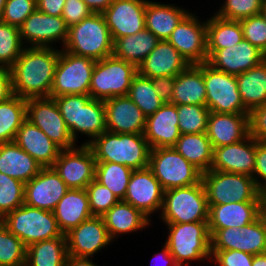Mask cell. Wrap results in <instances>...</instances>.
I'll use <instances>...</instances> for the list:
<instances>
[{
	"instance_id": "3",
	"label": "cell",
	"mask_w": 266,
	"mask_h": 266,
	"mask_svg": "<svg viewBox=\"0 0 266 266\" xmlns=\"http://www.w3.org/2000/svg\"><path fill=\"white\" fill-rule=\"evenodd\" d=\"M54 100L75 142L78 132L90 137L89 141L82 143L89 144L107 130L103 100L79 94L58 96Z\"/></svg>"
},
{
	"instance_id": "28",
	"label": "cell",
	"mask_w": 266,
	"mask_h": 266,
	"mask_svg": "<svg viewBox=\"0 0 266 266\" xmlns=\"http://www.w3.org/2000/svg\"><path fill=\"white\" fill-rule=\"evenodd\" d=\"M188 66V62L168 40H160L137 68L138 74L152 78L176 76Z\"/></svg>"
},
{
	"instance_id": "19",
	"label": "cell",
	"mask_w": 266,
	"mask_h": 266,
	"mask_svg": "<svg viewBox=\"0 0 266 266\" xmlns=\"http://www.w3.org/2000/svg\"><path fill=\"white\" fill-rule=\"evenodd\" d=\"M65 235L67 253L76 257H93L113 242L102 216H93L83 221Z\"/></svg>"
},
{
	"instance_id": "13",
	"label": "cell",
	"mask_w": 266,
	"mask_h": 266,
	"mask_svg": "<svg viewBox=\"0 0 266 266\" xmlns=\"http://www.w3.org/2000/svg\"><path fill=\"white\" fill-rule=\"evenodd\" d=\"M211 250H239L251 255L266 253V213L241 228L209 229Z\"/></svg>"
},
{
	"instance_id": "14",
	"label": "cell",
	"mask_w": 266,
	"mask_h": 266,
	"mask_svg": "<svg viewBox=\"0 0 266 266\" xmlns=\"http://www.w3.org/2000/svg\"><path fill=\"white\" fill-rule=\"evenodd\" d=\"M26 119L42 130L61 150L77 146L54 98L26 99Z\"/></svg>"
},
{
	"instance_id": "34",
	"label": "cell",
	"mask_w": 266,
	"mask_h": 266,
	"mask_svg": "<svg viewBox=\"0 0 266 266\" xmlns=\"http://www.w3.org/2000/svg\"><path fill=\"white\" fill-rule=\"evenodd\" d=\"M188 10L173 4H162L147 0L145 9L146 29L159 40H167Z\"/></svg>"
},
{
	"instance_id": "27",
	"label": "cell",
	"mask_w": 266,
	"mask_h": 266,
	"mask_svg": "<svg viewBox=\"0 0 266 266\" xmlns=\"http://www.w3.org/2000/svg\"><path fill=\"white\" fill-rule=\"evenodd\" d=\"M208 206L209 229L241 228L254 222L264 213L262 201L230 202Z\"/></svg>"
},
{
	"instance_id": "35",
	"label": "cell",
	"mask_w": 266,
	"mask_h": 266,
	"mask_svg": "<svg viewBox=\"0 0 266 266\" xmlns=\"http://www.w3.org/2000/svg\"><path fill=\"white\" fill-rule=\"evenodd\" d=\"M236 79L242 102L249 113L266 103V59L236 75Z\"/></svg>"
},
{
	"instance_id": "18",
	"label": "cell",
	"mask_w": 266,
	"mask_h": 266,
	"mask_svg": "<svg viewBox=\"0 0 266 266\" xmlns=\"http://www.w3.org/2000/svg\"><path fill=\"white\" fill-rule=\"evenodd\" d=\"M147 0H113L102 13L113 43L121 37L134 35L146 28Z\"/></svg>"
},
{
	"instance_id": "29",
	"label": "cell",
	"mask_w": 266,
	"mask_h": 266,
	"mask_svg": "<svg viewBox=\"0 0 266 266\" xmlns=\"http://www.w3.org/2000/svg\"><path fill=\"white\" fill-rule=\"evenodd\" d=\"M14 142L42 168L52 167L61 149L36 125L26 119L16 133Z\"/></svg>"
},
{
	"instance_id": "31",
	"label": "cell",
	"mask_w": 266,
	"mask_h": 266,
	"mask_svg": "<svg viewBox=\"0 0 266 266\" xmlns=\"http://www.w3.org/2000/svg\"><path fill=\"white\" fill-rule=\"evenodd\" d=\"M171 104L206 106L203 63L189 65L184 71L175 76Z\"/></svg>"
},
{
	"instance_id": "59",
	"label": "cell",
	"mask_w": 266,
	"mask_h": 266,
	"mask_svg": "<svg viewBox=\"0 0 266 266\" xmlns=\"http://www.w3.org/2000/svg\"><path fill=\"white\" fill-rule=\"evenodd\" d=\"M65 266H98L92 262L90 257H76L67 255L65 260Z\"/></svg>"
},
{
	"instance_id": "33",
	"label": "cell",
	"mask_w": 266,
	"mask_h": 266,
	"mask_svg": "<svg viewBox=\"0 0 266 266\" xmlns=\"http://www.w3.org/2000/svg\"><path fill=\"white\" fill-rule=\"evenodd\" d=\"M102 217L112 240L120 234L142 230L148 227L151 221L140 210L123 200L112 206Z\"/></svg>"
},
{
	"instance_id": "2",
	"label": "cell",
	"mask_w": 266,
	"mask_h": 266,
	"mask_svg": "<svg viewBox=\"0 0 266 266\" xmlns=\"http://www.w3.org/2000/svg\"><path fill=\"white\" fill-rule=\"evenodd\" d=\"M88 145L96 162H113L133 170L149 166L151 148L144 134H119L106 130Z\"/></svg>"
},
{
	"instance_id": "51",
	"label": "cell",
	"mask_w": 266,
	"mask_h": 266,
	"mask_svg": "<svg viewBox=\"0 0 266 266\" xmlns=\"http://www.w3.org/2000/svg\"><path fill=\"white\" fill-rule=\"evenodd\" d=\"M253 258L239 250H211V260L218 266H252Z\"/></svg>"
},
{
	"instance_id": "16",
	"label": "cell",
	"mask_w": 266,
	"mask_h": 266,
	"mask_svg": "<svg viewBox=\"0 0 266 266\" xmlns=\"http://www.w3.org/2000/svg\"><path fill=\"white\" fill-rule=\"evenodd\" d=\"M167 40L189 65L207 62L206 22L201 23L195 14L188 13Z\"/></svg>"
},
{
	"instance_id": "6",
	"label": "cell",
	"mask_w": 266,
	"mask_h": 266,
	"mask_svg": "<svg viewBox=\"0 0 266 266\" xmlns=\"http://www.w3.org/2000/svg\"><path fill=\"white\" fill-rule=\"evenodd\" d=\"M1 221L26 247L36 242L66 236L60 230L52 211L34 208L25 203L8 213Z\"/></svg>"
},
{
	"instance_id": "63",
	"label": "cell",
	"mask_w": 266,
	"mask_h": 266,
	"mask_svg": "<svg viewBox=\"0 0 266 266\" xmlns=\"http://www.w3.org/2000/svg\"><path fill=\"white\" fill-rule=\"evenodd\" d=\"M263 211L266 213V191L262 194Z\"/></svg>"
},
{
	"instance_id": "22",
	"label": "cell",
	"mask_w": 266,
	"mask_h": 266,
	"mask_svg": "<svg viewBox=\"0 0 266 266\" xmlns=\"http://www.w3.org/2000/svg\"><path fill=\"white\" fill-rule=\"evenodd\" d=\"M68 190L66 183L52 167L42 168L33 179L25 183L24 203L53 212Z\"/></svg>"
},
{
	"instance_id": "4",
	"label": "cell",
	"mask_w": 266,
	"mask_h": 266,
	"mask_svg": "<svg viewBox=\"0 0 266 266\" xmlns=\"http://www.w3.org/2000/svg\"><path fill=\"white\" fill-rule=\"evenodd\" d=\"M63 50L95 61L113 55V40L102 13H92L68 28Z\"/></svg>"
},
{
	"instance_id": "25",
	"label": "cell",
	"mask_w": 266,
	"mask_h": 266,
	"mask_svg": "<svg viewBox=\"0 0 266 266\" xmlns=\"http://www.w3.org/2000/svg\"><path fill=\"white\" fill-rule=\"evenodd\" d=\"M177 106L164 103L154 114L146 117L144 137L151 149L170 148L180 137Z\"/></svg>"
},
{
	"instance_id": "41",
	"label": "cell",
	"mask_w": 266,
	"mask_h": 266,
	"mask_svg": "<svg viewBox=\"0 0 266 266\" xmlns=\"http://www.w3.org/2000/svg\"><path fill=\"white\" fill-rule=\"evenodd\" d=\"M133 169L113 162H96L95 180L124 200Z\"/></svg>"
},
{
	"instance_id": "50",
	"label": "cell",
	"mask_w": 266,
	"mask_h": 266,
	"mask_svg": "<svg viewBox=\"0 0 266 266\" xmlns=\"http://www.w3.org/2000/svg\"><path fill=\"white\" fill-rule=\"evenodd\" d=\"M36 9V0H6L2 22L19 28Z\"/></svg>"
},
{
	"instance_id": "38",
	"label": "cell",
	"mask_w": 266,
	"mask_h": 266,
	"mask_svg": "<svg viewBox=\"0 0 266 266\" xmlns=\"http://www.w3.org/2000/svg\"><path fill=\"white\" fill-rule=\"evenodd\" d=\"M66 236H60L29 245L25 266H65L67 257Z\"/></svg>"
},
{
	"instance_id": "7",
	"label": "cell",
	"mask_w": 266,
	"mask_h": 266,
	"mask_svg": "<svg viewBox=\"0 0 266 266\" xmlns=\"http://www.w3.org/2000/svg\"><path fill=\"white\" fill-rule=\"evenodd\" d=\"M208 212L209 206L202 181L164 191L160 219L165 224L208 221Z\"/></svg>"
},
{
	"instance_id": "60",
	"label": "cell",
	"mask_w": 266,
	"mask_h": 266,
	"mask_svg": "<svg viewBox=\"0 0 266 266\" xmlns=\"http://www.w3.org/2000/svg\"><path fill=\"white\" fill-rule=\"evenodd\" d=\"M157 256L161 259V261H165V266H179L176 263L174 257L170 254V251H169L168 247L165 244H164V247L162 248V251L159 252L157 254ZM153 260H154V258H153Z\"/></svg>"
},
{
	"instance_id": "52",
	"label": "cell",
	"mask_w": 266,
	"mask_h": 266,
	"mask_svg": "<svg viewBox=\"0 0 266 266\" xmlns=\"http://www.w3.org/2000/svg\"><path fill=\"white\" fill-rule=\"evenodd\" d=\"M93 12L83 0H66L62 13L67 27L80 23L84 18L90 16Z\"/></svg>"
},
{
	"instance_id": "48",
	"label": "cell",
	"mask_w": 266,
	"mask_h": 266,
	"mask_svg": "<svg viewBox=\"0 0 266 266\" xmlns=\"http://www.w3.org/2000/svg\"><path fill=\"white\" fill-rule=\"evenodd\" d=\"M89 197V207L93 216L104 215L120 200L105 186L95 179L86 187Z\"/></svg>"
},
{
	"instance_id": "57",
	"label": "cell",
	"mask_w": 266,
	"mask_h": 266,
	"mask_svg": "<svg viewBox=\"0 0 266 266\" xmlns=\"http://www.w3.org/2000/svg\"><path fill=\"white\" fill-rule=\"evenodd\" d=\"M13 95L11 71L9 68L0 67V103Z\"/></svg>"
},
{
	"instance_id": "43",
	"label": "cell",
	"mask_w": 266,
	"mask_h": 266,
	"mask_svg": "<svg viewBox=\"0 0 266 266\" xmlns=\"http://www.w3.org/2000/svg\"><path fill=\"white\" fill-rule=\"evenodd\" d=\"M26 249L0 220V266H25Z\"/></svg>"
},
{
	"instance_id": "64",
	"label": "cell",
	"mask_w": 266,
	"mask_h": 266,
	"mask_svg": "<svg viewBox=\"0 0 266 266\" xmlns=\"http://www.w3.org/2000/svg\"><path fill=\"white\" fill-rule=\"evenodd\" d=\"M261 14H262V16L264 17V19L266 21V0L263 3Z\"/></svg>"
},
{
	"instance_id": "8",
	"label": "cell",
	"mask_w": 266,
	"mask_h": 266,
	"mask_svg": "<svg viewBox=\"0 0 266 266\" xmlns=\"http://www.w3.org/2000/svg\"><path fill=\"white\" fill-rule=\"evenodd\" d=\"M208 205L262 201L253 177L245 174L208 170L202 173Z\"/></svg>"
},
{
	"instance_id": "44",
	"label": "cell",
	"mask_w": 266,
	"mask_h": 266,
	"mask_svg": "<svg viewBox=\"0 0 266 266\" xmlns=\"http://www.w3.org/2000/svg\"><path fill=\"white\" fill-rule=\"evenodd\" d=\"M180 134L206 133L210 110L203 105H176Z\"/></svg>"
},
{
	"instance_id": "54",
	"label": "cell",
	"mask_w": 266,
	"mask_h": 266,
	"mask_svg": "<svg viewBox=\"0 0 266 266\" xmlns=\"http://www.w3.org/2000/svg\"><path fill=\"white\" fill-rule=\"evenodd\" d=\"M249 134L257 141H266V103L249 113Z\"/></svg>"
},
{
	"instance_id": "9",
	"label": "cell",
	"mask_w": 266,
	"mask_h": 266,
	"mask_svg": "<svg viewBox=\"0 0 266 266\" xmlns=\"http://www.w3.org/2000/svg\"><path fill=\"white\" fill-rule=\"evenodd\" d=\"M138 74L135 64L114 55L97 60L91 77L89 95L93 99L107 100L128 95L133 78Z\"/></svg>"
},
{
	"instance_id": "47",
	"label": "cell",
	"mask_w": 266,
	"mask_h": 266,
	"mask_svg": "<svg viewBox=\"0 0 266 266\" xmlns=\"http://www.w3.org/2000/svg\"><path fill=\"white\" fill-rule=\"evenodd\" d=\"M265 0H225L219 8L217 16L234 21L260 14Z\"/></svg>"
},
{
	"instance_id": "10",
	"label": "cell",
	"mask_w": 266,
	"mask_h": 266,
	"mask_svg": "<svg viewBox=\"0 0 266 266\" xmlns=\"http://www.w3.org/2000/svg\"><path fill=\"white\" fill-rule=\"evenodd\" d=\"M148 168L164 191L191 186L202 181V172L173 147L151 149Z\"/></svg>"
},
{
	"instance_id": "23",
	"label": "cell",
	"mask_w": 266,
	"mask_h": 266,
	"mask_svg": "<svg viewBox=\"0 0 266 266\" xmlns=\"http://www.w3.org/2000/svg\"><path fill=\"white\" fill-rule=\"evenodd\" d=\"M256 163V139L250 134L240 142L213 148L210 170L245 174L253 177Z\"/></svg>"
},
{
	"instance_id": "55",
	"label": "cell",
	"mask_w": 266,
	"mask_h": 266,
	"mask_svg": "<svg viewBox=\"0 0 266 266\" xmlns=\"http://www.w3.org/2000/svg\"><path fill=\"white\" fill-rule=\"evenodd\" d=\"M160 99L164 103H171L173 88L175 85V76H161L150 78Z\"/></svg>"
},
{
	"instance_id": "32",
	"label": "cell",
	"mask_w": 266,
	"mask_h": 266,
	"mask_svg": "<svg viewBox=\"0 0 266 266\" xmlns=\"http://www.w3.org/2000/svg\"><path fill=\"white\" fill-rule=\"evenodd\" d=\"M41 169L40 164L14 141L0 143V172L2 174L27 183Z\"/></svg>"
},
{
	"instance_id": "49",
	"label": "cell",
	"mask_w": 266,
	"mask_h": 266,
	"mask_svg": "<svg viewBox=\"0 0 266 266\" xmlns=\"http://www.w3.org/2000/svg\"><path fill=\"white\" fill-rule=\"evenodd\" d=\"M244 39L266 55V21L262 14L240 20Z\"/></svg>"
},
{
	"instance_id": "56",
	"label": "cell",
	"mask_w": 266,
	"mask_h": 266,
	"mask_svg": "<svg viewBox=\"0 0 266 266\" xmlns=\"http://www.w3.org/2000/svg\"><path fill=\"white\" fill-rule=\"evenodd\" d=\"M66 0H36L37 10L51 16H62Z\"/></svg>"
},
{
	"instance_id": "45",
	"label": "cell",
	"mask_w": 266,
	"mask_h": 266,
	"mask_svg": "<svg viewBox=\"0 0 266 266\" xmlns=\"http://www.w3.org/2000/svg\"><path fill=\"white\" fill-rule=\"evenodd\" d=\"M23 49L19 28L0 22V67L10 69Z\"/></svg>"
},
{
	"instance_id": "20",
	"label": "cell",
	"mask_w": 266,
	"mask_h": 266,
	"mask_svg": "<svg viewBox=\"0 0 266 266\" xmlns=\"http://www.w3.org/2000/svg\"><path fill=\"white\" fill-rule=\"evenodd\" d=\"M164 189L149 168L133 170L124 202L140 210L148 218L162 209Z\"/></svg>"
},
{
	"instance_id": "53",
	"label": "cell",
	"mask_w": 266,
	"mask_h": 266,
	"mask_svg": "<svg viewBox=\"0 0 266 266\" xmlns=\"http://www.w3.org/2000/svg\"><path fill=\"white\" fill-rule=\"evenodd\" d=\"M253 179L262 195L266 191V141L256 140V163Z\"/></svg>"
},
{
	"instance_id": "21",
	"label": "cell",
	"mask_w": 266,
	"mask_h": 266,
	"mask_svg": "<svg viewBox=\"0 0 266 266\" xmlns=\"http://www.w3.org/2000/svg\"><path fill=\"white\" fill-rule=\"evenodd\" d=\"M207 63L213 68L231 75H239L259 65L266 55L243 39L240 43L223 49H207Z\"/></svg>"
},
{
	"instance_id": "24",
	"label": "cell",
	"mask_w": 266,
	"mask_h": 266,
	"mask_svg": "<svg viewBox=\"0 0 266 266\" xmlns=\"http://www.w3.org/2000/svg\"><path fill=\"white\" fill-rule=\"evenodd\" d=\"M106 129L119 134H144L146 116L126 95L104 100Z\"/></svg>"
},
{
	"instance_id": "11",
	"label": "cell",
	"mask_w": 266,
	"mask_h": 266,
	"mask_svg": "<svg viewBox=\"0 0 266 266\" xmlns=\"http://www.w3.org/2000/svg\"><path fill=\"white\" fill-rule=\"evenodd\" d=\"M95 62L92 58L77 56L61 49L50 97L89 95Z\"/></svg>"
},
{
	"instance_id": "17",
	"label": "cell",
	"mask_w": 266,
	"mask_h": 266,
	"mask_svg": "<svg viewBox=\"0 0 266 266\" xmlns=\"http://www.w3.org/2000/svg\"><path fill=\"white\" fill-rule=\"evenodd\" d=\"M21 42L25 47H51L50 44L62 42L68 37V27L61 16H51L37 9L19 27ZM26 43V44H25Z\"/></svg>"
},
{
	"instance_id": "42",
	"label": "cell",
	"mask_w": 266,
	"mask_h": 266,
	"mask_svg": "<svg viewBox=\"0 0 266 266\" xmlns=\"http://www.w3.org/2000/svg\"><path fill=\"white\" fill-rule=\"evenodd\" d=\"M127 96L141 109L146 117L154 114L164 104L151 79L140 74L133 78Z\"/></svg>"
},
{
	"instance_id": "1",
	"label": "cell",
	"mask_w": 266,
	"mask_h": 266,
	"mask_svg": "<svg viewBox=\"0 0 266 266\" xmlns=\"http://www.w3.org/2000/svg\"><path fill=\"white\" fill-rule=\"evenodd\" d=\"M60 49L24 47L10 68L12 89L24 99L50 97Z\"/></svg>"
},
{
	"instance_id": "36",
	"label": "cell",
	"mask_w": 266,
	"mask_h": 266,
	"mask_svg": "<svg viewBox=\"0 0 266 266\" xmlns=\"http://www.w3.org/2000/svg\"><path fill=\"white\" fill-rule=\"evenodd\" d=\"M160 40L148 29L118 38L113 43V55L137 67L156 47Z\"/></svg>"
},
{
	"instance_id": "46",
	"label": "cell",
	"mask_w": 266,
	"mask_h": 266,
	"mask_svg": "<svg viewBox=\"0 0 266 266\" xmlns=\"http://www.w3.org/2000/svg\"><path fill=\"white\" fill-rule=\"evenodd\" d=\"M25 183L0 172V220L24 204Z\"/></svg>"
},
{
	"instance_id": "40",
	"label": "cell",
	"mask_w": 266,
	"mask_h": 266,
	"mask_svg": "<svg viewBox=\"0 0 266 266\" xmlns=\"http://www.w3.org/2000/svg\"><path fill=\"white\" fill-rule=\"evenodd\" d=\"M26 120V99L13 95L0 103V143L13 142Z\"/></svg>"
},
{
	"instance_id": "30",
	"label": "cell",
	"mask_w": 266,
	"mask_h": 266,
	"mask_svg": "<svg viewBox=\"0 0 266 266\" xmlns=\"http://www.w3.org/2000/svg\"><path fill=\"white\" fill-rule=\"evenodd\" d=\"M53 213L63 234L93 217L86 189H69L57 203Z\"/></svg>"
},
{
	"instance_id": "5",
	"label": "cell",
	"mask_w": 266,
	"mask_h": 266,
	"mask_svg": "<svg viewBox=\"0 0 266 266\" xmlns=\"http://www.w3.org/2000/svg\"><path fill=\"white\" fill-rule=\"evenodd\" d=\"M169 233L165 245L178 265L190 261L211 260V235L208 221L166 224Z\"/></svg>"
},
{
	"instance_id": "12",
	"label": "cell",
	"mask_w": 266,
	"mask_h": 266,
	"mask_svg": "<svg viewBox=\"0 0 266 266\" xmlns=\"http://www.w3.org/2000/svg\"><path fill=\"white\" fill-rule=\"evenodd\" d=\"M206 106L216 113H249L242 102L235 75L219 71L203 63Z\"/></svg>"
},
{
	"instance_id": "58",
	"label": "cell",
	"mask_w": 266,
	"mask_h": 266,
	"mask_svg": "<svg viewBox=\"0 0 266 266\" xmlns=\"http://www.w3.org/2000/svg\"><path fill=\"white\" fill-rule=\"evenodd\" d=\"M93 13H103L113 0H83Z\"/></svg>"
},
{
	"instance_id": "26",
	"label": "cell",
	"mask_w": 266,
	"mask_h": 266,
	"mask_svg": "<svg viewBox=\"0 0 266 266\" xmlns=\"http://www.w3.org/2000/svg\"><path fill=\"white\" fill-rule=\"evenodd\" d=\"M206 135L213 148L235 144L249 135V113H216L208 116Z\"/></svg>"
},
{
	"instance_id": "15",
	"label": "cell",
	"mask_w": 266,
	"mask_h": 266,
	"mask_svg": "<svg viewBox=\"0 0 266 266\" xmlns=\"http://www.w3.org/2000/svg\"><path fill=\"white\" fill-rule=\"evenodd\" d=\"M96 160L88 144L61 150L53 170L69 189H86L95 179Z\"/></svg>"
},
{
	"instance_id": "62",
	"label": "cell",
	"mask_w": 266,
	"mask_h": 266,
	"mask_svg": "<svg viewBox=\"0 0 266 266\" xmlns=\"http://www.w3.org/2000/svg\"><path fill=\"white\" fill-rule=\"evenodd\" d=\"M6 0H0V22H2L3 10L5 7Z\"/></svg>"
},
{
	"instance_id": "61",
	"label": "cell",
	"mask_w": 266,
	"mask_h": 266,
	"mask_svg": "<svg viewBox=\"0 0 266 266\" xmlns=\"http://www.w3.org/2000/svg\"><path fill=\"white\" fill-rule=\"evenodd\" d=\"M252 266H266V253L254 255Z\"/></svg>"
},
{
	"instance_id": "37",
	"label": "cell",
	"mask_w": 266,
	"mask_h": 266,
	"mask_svg": "<svg viewBox=\"0 0 266 266\" xmlns=\"http://www.w3.org/2000/svg\"><path fill=\"white\" fill-rule=\"evenodd\" d=\"M173 148L202 173L211 169L213 146L206 133L181 134Z\"/></svg>"
},
{
	"instance_id": "39",
	"label": "cell",
	"mask_w": 266,
	"mask_h": 266,
	"mask_svg": "<svg viewBox=\"0 0 266 266\" xmlns=\"http://www.w3.org/2000/svg\"><path fill=\"white\" fill-rule=\"evenodd\" d=\"M207 49H223L240 43L243 29L240 21L223 19L216 14L206 21Z\"/></svg>"
}]
</instances>
